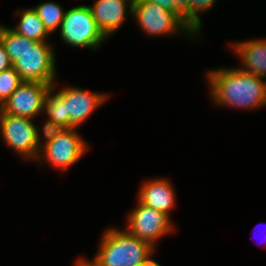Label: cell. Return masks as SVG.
I'll list each match as a JSON object with an SVG mask.
<instances>
[{"label": "cell", "instance_id": "30bf717a", "mask_svg": "<svg viewBox=\"0 0 266 266\" xmlns=\"http://www.w3.org/2000/svg\"><path fill=\"white\" fill-rule=\"evenodd\" d=\"M57 93L66 102V129L80 127L109 97L78 87H63Z\"/></svg>", "mask_w": 266, "mask_h": 266}, {"label": "cell", "instance_id": "9c48e42d", "mask_svg": "<svg viewBox=\"0 0 266 266\" xmlns=\"http://www.w3.org/2000/svg\"><path fill=\"white\" fill-rule=\"evenodd\" d=\"M51 87L42 82L23 81L0 110L5 114L34 119L43 113L45 96Z\"/></svg>", "mask_w": 266, "mask_h": 266}, {"label": "cell", "instance_id": "e0dca14e", "mask_svg": "<svg viewBox=\"0 0 266 266\" xmlns=\"http://www.w3.org/2000/svg\"><path fill=\"white\" fill-rule=\"evenodd\" d=\"M22 82L14 67L0 72V107Z\"/></svg>", "mask_w": 266, "mask_h": 266}, {"label": "cell", "instance_id": "ba28073f", "mask_svg": "<svg viewBox=\"0 0 266 266\" xmlns=\"http://www.w3.org/2000/svg\"><path fill=\"white\" fill-rule=\"evenodd\" d=\"M127 218L125 229L134 237L149 242L154 248L162 236L171 234L175 228L169 216L139 201Z\"/></svg>", "mask_w": 266, "mask_h": 266}, {"label": "cell", "instance_id": "2e32d148", "mask_svg": "<svg viewBox=\"0 0 266 266\" xmlns=\"http://www.w3.org/2000/svg\"><path fill=\"white\" fill-rule=\"evenodd\" d=\"M33 8L50 34H52V32L54 33L58 27L60 28L65 11L58 3L45 1Z\"/></svg>", "mask_w": 266, "mask_h": 266}, {"label": "cell", "instance_id": "6da1fadb", "mask_svg": "<svg viewBox=\"0 0 266 266\" xmlns=\"http://www.w3.org/2000/svg\"><path fill=\"white\" fill-rule=\"evenodd\" d=\"M0 40L23 81L55 83L56 54L47 41H34L0 24Z\"/></svg>", "mask_w": 266, "mask_h": 266}, {"label": "cell", "instance_id": "3957f363", "mask_svg": "<svg viewBox=\"0 0 266 266\" xmlns=\"http://www.w3.org/2000/svg\"><path fill=\"white\" fill-rule=\"evenodd\" d=\"M100 240L94 258L101 266H139L157 249L149 242L134 237L126 229L108 228Z\"/></svg>", "mask_w": 266, "mask_h": 266}, {"label": "cell", "instance_id": "7c38bea8", "mask_svg": "<svg viewBox=\"0 0 266 266\" xmlns=\"http://www.w3.org/2000/svg\"><path fill=\"white\" fill-rule=\"evenodd\" d=\"M171 184L166 178L147 179L140 186L137 199L141 204L163 212L170 217V211L176 204V192H174L175 188Z\"/></svg>", "mask_w": 266, "mask_h": 266}, {"label": "cell", "instance_id": "52a82bcc", "mask_svg": "<svg viewBox=\"0 0 266 266\" xmlns=\"http://www.w3.org/2000/svg\"><path fill=\"white\" fill-rule=\"evenodd\" d=\"M88 148V143L79 136L76 127L67 128L40 148L36 162L42 164L46 161L53 168L64 172L78 162Z\"/></svg>", "mask_w": 266, "mask_h": 266}, {"label": "cell", "instance_id": "cb8c5ba5", "mask_svg": "<svg viewBox=\"0 0 266 266\" xmlns=\"http://www.w3.org/2000/svg\"><path fill=\"white\" fill-rule=\"evenodd\" d=\"M155 253V250L139 265V266H161L158 262L152 259V255Z\"/></svg>", "mask_w": 266, "mask_h": 266}, {"label": "cell", "instance_id": "603a6c76", "mask_svg": "<svg viewBox=\"0 0 266 266\" xmlns=\"http://www.w3.org/2000/svg\"><path fill=\"white\" fill-rule=\"evenodd\" d=\"M75 262V266H101V264L94 257L91 260L79 258L78 261Z\"/></svg>", "mask_w": 266, "mask_h": 266}, {"label": "cell", "instance_id": "277c9868", "mask_svg": "<svg viewBox=\"0 0 266 266\" xmlns=\"http://www.w3.org/2000/svg\"><path fill=\"white\" fill-rule=\"evenodd\" d=\"M59 29L62 41L72 47L96 50L107 40L88 5H77L65 11Z\"/></svg>", "mask_w": 266, "mask_h": 266}, {"label": "cell", "instance_id": "8992f818", "mask_svg": "<svg viewBox=\"0 0 266 266\" xmlns=\"http://www.w3.org/2000/svg\"><path fill=\"white\" fill-rule=\"evenodd\" d=\"M132 17L148 36L183 32L193 38L198 36L175 13L149 0L133 3Z\"/></svg>", "mask_w": 266, "mask_h": 266}, {"label": "cell", "instance_id": "7a4b0ae2", "mask_svg": "<svg viewBox=\"0 0 266 266\" xmlns=\"http://www.w3.org/2000/svg\"><path fill=\"white\" fill-rule=\"evenodd\" d=\"M212 101L217 105L253 110L266 106V79L238 67L209 70L206 74Z\"/></svg>", "mask_w": 266, "mask_h": 266}, {"label": "cell", "instance_id": "d6986e66", "mask_svg": "<svg viewBox=\"0 0 266 266\" xmlns=\"http://www.w3.org/2000/svg\"><path fill=\"white\" fill-rule=\"evenodd\" d=\"M64 130V128L57 124L56 122L46 119V123L43 125L42 132L43 137L42 141L40 143V148L43 147L45 144L51 142L59 133H61Z\"/></svg>", "mask_w": 266, "mask_h": 266}, {"label": "cell", "instance_id": "ac0fdd59", "mask_svg": "<svg viewBox=\"0 0 266 266\" xmlns=\"http://www.w3.org/2000/svg\"><path fill=\"white\" fill-rule=\"evenodd\" d=\"M217 0H189V28L197 35L203 27L200 13L208 12Z\"/></svg>", "mask_w": 266, "mask_h": 266}, {"label": "cell", "instance_id": "ffe728a7", "mask_svg": "<svg viewBox=\"0 0 266 266\" xmlns=\"http://www.w3.org/2000/svg\"><path fill=\"white\" fill-rule=\"evenodd\" d=\"M175 14L189 27V0H175Z\"/></svg>", "mask_w": 266, "mask_h": 266}, {"label": "cell", "instance_id": "d4e9b609", "mask_svg": "<svg viewBox=\"0 0 266 266\" xmlns=\"http://www.w3.org/2000/svg\"><path fill=\"white\" fill-rule=\"evenodd\" d=\"M138 1H141V0H131L132 3H136Z\"/></svg>", "mask_w": 266, "mask_h": 266}, {"label": "cell", "instance_id": "4fadbf2b", "mask_svg": "<svg viewBox=\"0 0 266 266\" xmlns=\"http://www.w3.org/2000/svg\"><path fill=\"white\" fill-rule=\"evenodd\" d=\"M231 49L240 57L242 72L266 77V39H253L230 43Z\"/></svg>", "mask_w": 266, "mask_h": 266}, {"label": "cell", "instance_id": "9a60e30c", "mask_svg": "<svg viewBox=\"0 0 266 266\" xmlns=\"http://www.w3.org/2000/svg\"><path fill=\"white\" fill-rule=\"evenodd\" d=\"M55 84L45 96L43 113H46L47 119H50L66 129V102L55 91ZM55 91V92H54Z\"/></svg>", "mask_w": 266, "mask_h": 266}, {"label": "cell", "instance_id": "5bb4252c", "mask_svg": "<svg viewBox=\"0 0 266 266\" xmlns=\"http://www.w3.org/2000/svg\"><path fill=\"white\" fill-rule=\"evenodd\" d=\"M16 15L20 17V20L15 28H11L13 31L30 40L47 41L46 38L50 33L33 7L23 10L18 9L16 10Z\"/></svg>", "mask_w": 266, "mask_h": 266}, {"label": "cell", "instance_id": "44dd1931", "mask_svg": "<svg viewBox=\"0 0 266 266\" xmlns=\"http://www.w3.org/2000/svg\"><path fill=\"white\" fill-rule=\"evenodd\" d=\"M11 67H13V64L8 56V53L6 52L4 44L0 40V72Z\"/></svg>", "mask_w": 266, "mask_h": 266}, {"label": "cell", "instance_id": "8fae6325", "mask_svg": "<svg viewBox=\"0 0 266 266\" xmlns=\"http://www.w3.org/2000/svg\"><path fill=\"white\" fill-rule=\"evenodd\" d=\"M89 8L98 28L108 39L121 28L126 13L132 16L133 3L131 0H94Z\"/></svg>", "mask_w": 266, "mask_h": 266}, {"label": "cell", "instance_id": "5b68a950", "mask_svg": "<svg viewBox=\"0 0 266 266\" xmlns=\"http://www.w3.org/2000/svg\"><path fill=\"white\" fill-rule=\"evenodd\" d=\"M0 134L4 142L22 159H37L42 139L33 119L5 114L0 110Z\"/></svg>", "mask_w": 266, "mask_h": 266}, {"label": "cell", "instance_id": "7402d4cb", "mask_svg": "<svg viewBox=\"0 0 266 266\" xmlns=\"http://www.w3.org/2000/svg\"><path fill=\"white\" fill-rule=\"evenodd\" d=\"M155 2L164 9L175 13V0H149Z\"/></svg>", "mask_w": 266, "mask_h": 266}]
</instances>
